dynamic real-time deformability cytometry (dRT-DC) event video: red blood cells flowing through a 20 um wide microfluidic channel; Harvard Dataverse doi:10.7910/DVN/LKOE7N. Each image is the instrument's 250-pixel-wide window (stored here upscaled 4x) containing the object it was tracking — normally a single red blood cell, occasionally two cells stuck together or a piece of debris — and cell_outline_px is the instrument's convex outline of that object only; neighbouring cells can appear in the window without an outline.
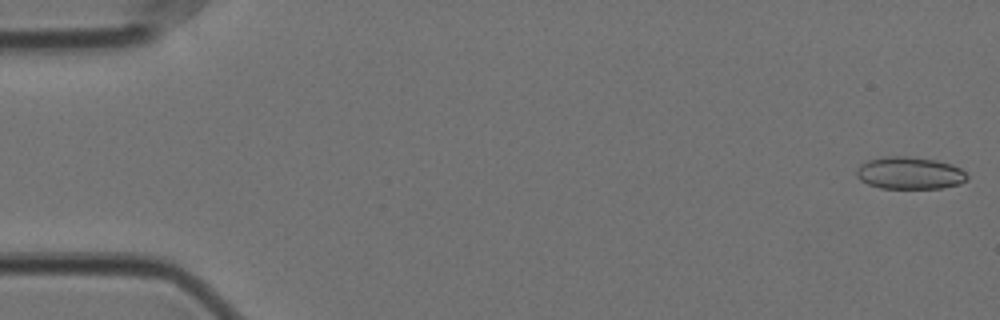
{"species": "Egyptian fruit bat (a non-hibernating species)", "species_latin": "Rousettus aegyptiacus", "temperature_condition": "cold", "stored_images_in_passage": 57, "camera_frame_rate_fps": 3000, "um_per_image_px": 0.085, "animal": {"sex": "female"}, "frame": {"image": 1, "passage_image": 1, "time_ms": 0.0, "image_size_px": [1000, 320], "cell_outline_px": [[968, 180], [960, 184], [940, 188], [880, 188], [868, 184], [860, 180], [856, 176], [856, 168], [860, 164], [868, 160], [884, 156], [912, 156], [936, 160], [952, 164], [960, 168], [968, 176]], "centroid_in_image_um": [77.31, 14.7], "position_along_channel_um": 7.7, "area_um2": 21.04}}
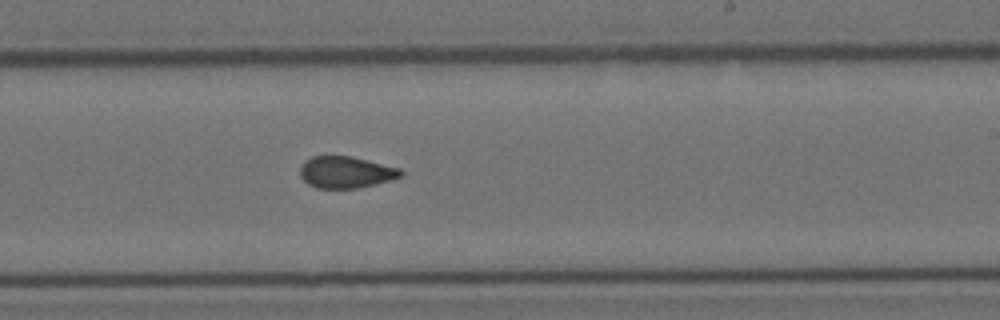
{"frame": {"image": 2, "passage_image": 34, "time_ms": 11.0, "image_size_px": [1000, 320], "cell_outline_px": [[404, 176], [392, 180], [356, 188], [316, 188], [308, 184], [300, 176], [300, 164], [304, 160], [312, 156], [352, 156], [400, 168], [404, 172]], "centroid_in_image_um": [29.4, 14.63], "position_along_channel_um": 259.6, "area_um2": 18.79}}
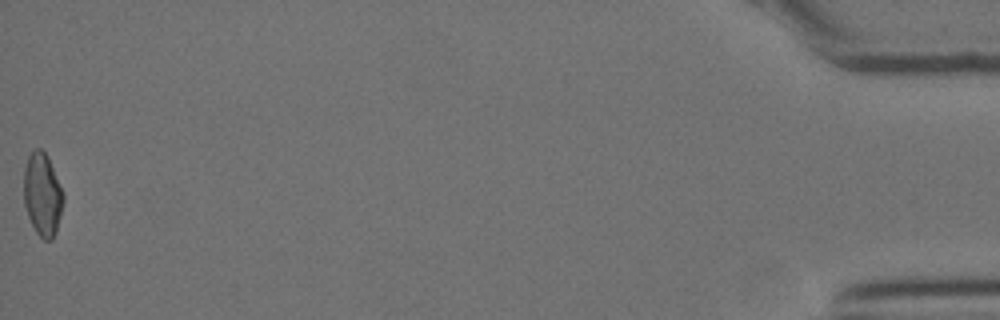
{"frame": {"image": 3, "passage_image": 57, "time_ms": 18.667, "image_size_px": [1000, 320], "cell_outline_px": [[64, 200], [56, 232], [52, 240], [44, 240], [36, 232], [28, 216], [24, 204], [24, 168], [28, 156], [36, 148], [40, 148], [48, 156], [64, 192]], "centroid_in_image_um": [3.62, 16.52], "position_along_channel_um": 431.6, "area_um2": 19.19}, "authors_computed_cell_mechanics": {"area_um2": 19.4208, "velocity_mm_per_s": 3.5341, "shape_relaxation_time_tau1_ms": null, "shape_relaxation_time_tau2_ms": 2.1231, "deformation_change_tau1": null, "deformation_change_tau2": 0.0635}}